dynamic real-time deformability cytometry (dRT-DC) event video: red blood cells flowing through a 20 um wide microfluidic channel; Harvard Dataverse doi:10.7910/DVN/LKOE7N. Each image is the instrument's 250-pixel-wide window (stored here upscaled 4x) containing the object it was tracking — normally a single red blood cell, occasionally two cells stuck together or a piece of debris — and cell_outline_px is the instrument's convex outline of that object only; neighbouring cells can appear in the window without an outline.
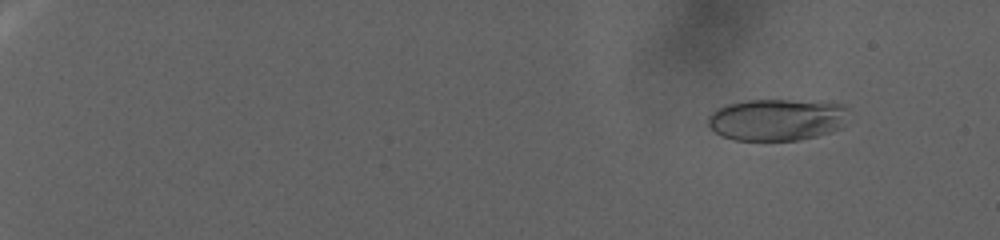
{"species": "human", "species_latin": "Homo sapiens", "temperature_condition": "warm", "stored_images_in_passage": 136, "camera_frame_rate_fps": 3000, "um_per_image_px": 0.085, "donor": {"sex": "female"}, "frame": {"image": 1, "passage_image": 17, "time_ms": 5.333, "image_size_px": [1000, 240], "cell_outline_px": [[848, 108], [844, 128], [832, 132], [800, 140], [736, 140], [720, 136], [708, 124], [708, 116], [716, 108], [728, 104], [748, 100], [788, 100], [844, 104]], "centroid_in_image_um": [66.06, 10.18], "position_along_channel_um": 18.9, "area_um2": 34.45}}
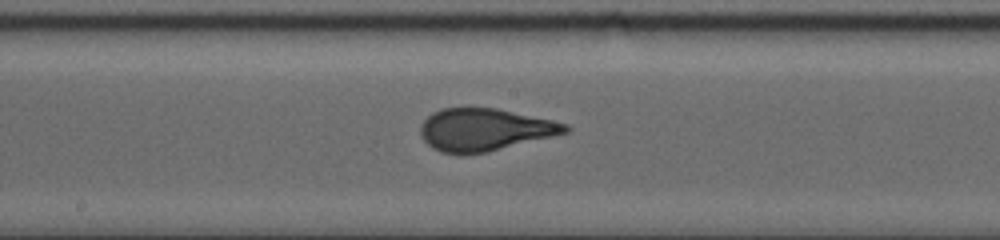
{"frame": {"image": 2, "passage_image": 85, "time_ms": 28.0, "image_size_px": [1000, 240], "cell_outline_px": [[572, 128], [568, 132], [488, 152], [440, 152], [432, 148], [420, 136], [420, 124], [432, 112], [440, 108], [496, 108], [552, 120], [568, 124]], "centroid_in_image_um": [41.19, 11.0], "position_along_channel_um": 207.0, "area_um2": 35.37}}
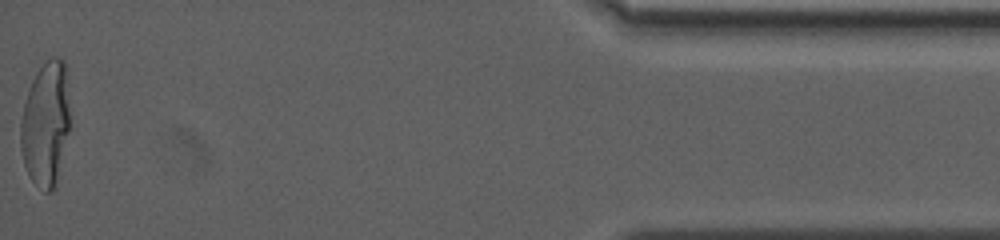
{"frame": {"image": 3, "passage_image": 136, "time_ms": 45.0, "image_size_px": [1000, 240], "cell_outline_px": [[68, 132], [56, 188], [48, 192], [44, 192], [28, 176], [24, 164], [20, 148], [20, 124], [24, 104], [32, 80], [36, 72], [52, 56], [56, 56], [64, 60], [68, 68]], "centroid_in_image_um": [3.88, 10.53], "position_along_channel_um": 431.3, "area_um2": 36.07}}